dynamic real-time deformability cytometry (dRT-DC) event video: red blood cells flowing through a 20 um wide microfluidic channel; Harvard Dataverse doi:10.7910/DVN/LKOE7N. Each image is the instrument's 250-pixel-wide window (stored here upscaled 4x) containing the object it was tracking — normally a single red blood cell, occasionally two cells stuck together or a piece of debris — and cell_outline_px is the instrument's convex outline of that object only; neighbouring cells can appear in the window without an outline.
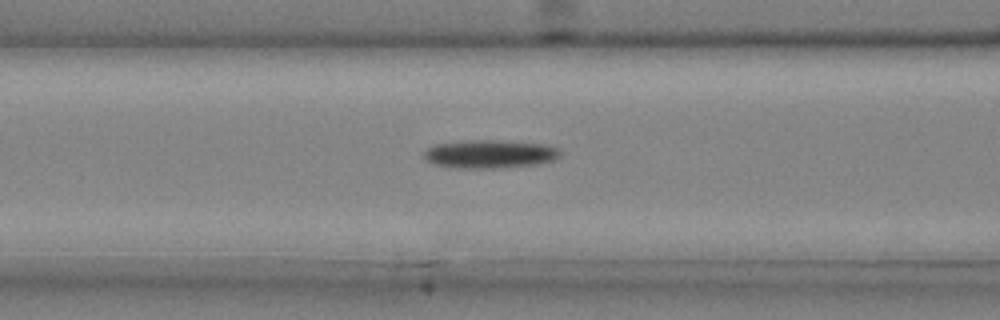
{"species": "common noctule bat (a hibernating species)", "species_latin": "Nyctalus noctula", "temperature_condition": "cold", "stored_images_in_passage": 29, "camera_frame_rate_fps": 3000, "um_per_image_px": 0.085, "animal": {"sex": "male", "body_mass_g": 20.4}, "frame": {"image": 1, "passage_image": 5, "time_ms": 1.333, "image_size_px": [1000, 320], "cell_outline_px": [[560, 156], [556, 160], [540, 164], [500, 168], [456, 168], [432, 164], [424, 156], [424, 152], [432, 144], [472, 140], [492, 140], [544, 144], [560, 148]], "centroid_in_image_um": [41.66, 13.1], "position_along_channel_um": 124.9, "area_um2": 22.66}}
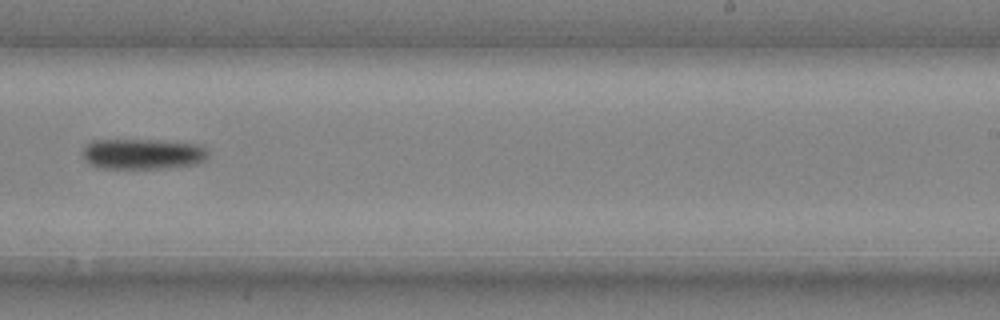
{"frame": {"image": 2, "passage_image": 15, "time_ms": 4.667, "image_size_px": [1000, 320], "cell_outline_px": [[208, 160], [200, 164], [168, 168], [96, 168], [84, 160], [84, 148], [92, 140], [152, 140], [200, 144], [208, 152]], "centroid_in_image_um": [12.18, 13.1], "position_along_channel_um": 276.8, "area_um2": 22.54}}
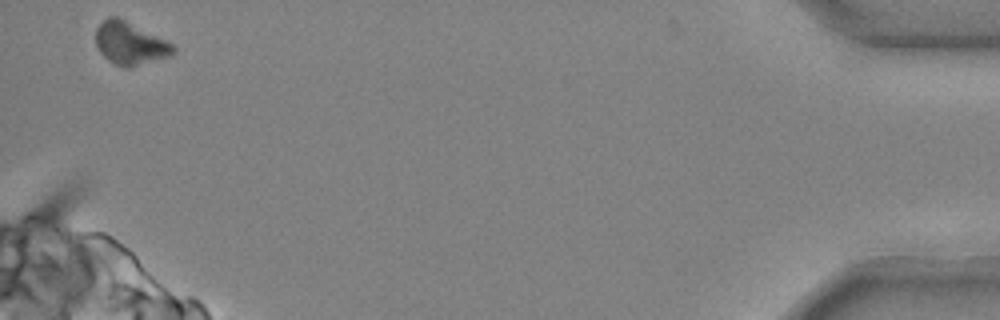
{"frame": {"image": 3, "passage_image": 29, "time_ms": 9.333, "image_size_px": [1000, 320], "cell_outline_px": [[176, 52], [172, 56], [132, 68], [124, 68], [108, 60], [100, 52], [96, 44], [96, 28], [108, 16], [116, 16], [168, 40], [176, 48]], "centroid_in_image_um": [11.1, 3.71], "position_along_channel_um": 424.1, "area_um2": 19.54}}